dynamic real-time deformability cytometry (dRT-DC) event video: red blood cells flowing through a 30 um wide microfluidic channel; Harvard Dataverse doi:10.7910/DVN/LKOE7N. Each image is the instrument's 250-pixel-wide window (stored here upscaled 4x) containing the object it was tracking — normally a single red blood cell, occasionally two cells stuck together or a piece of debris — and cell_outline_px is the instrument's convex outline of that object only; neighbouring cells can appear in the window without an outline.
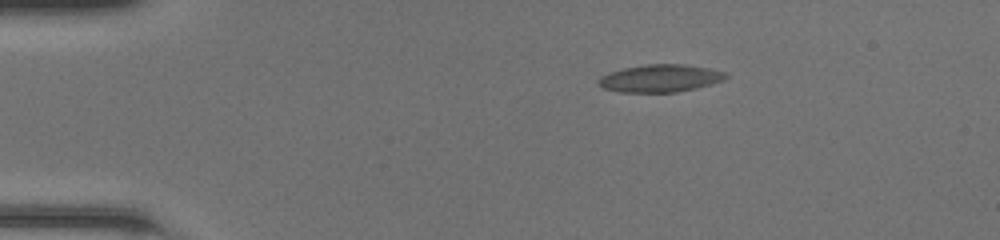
{"species": "common noctule bat (a hibernating species)", "species_latin": "Nyctalus noctula", "temperature_condition": "room temperature", "stored_images_in_passage": 41, "camera_frame_rate_fps": 3000, "um_per_image_px": 0.085, "animal": {"sex": "female", "body_mass_g": 20.0, "forearm_length_mm": 54.0}, "frame": {"image": 1, "passage_image": 1, "time_ms": 0.0, "image_size_px": [1000, 240], "cell_outline_px": [[728, 76], [724, 80], [712, 84], [696, 88], [676, 92], [620, 92], [604, 88], [596, 80], [600, 76], [608, 72], [624, 68], [648, 64], [684, 64], [708, 68], [728, 72]], "centroid_in_image_um": [56.14, 6.65], "position_along_channel_um": 28.9, "area_um2": 20.52}}
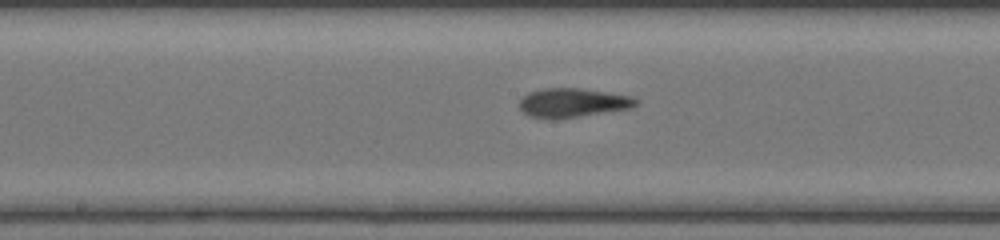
{"frame": {"image": 2, "passage_image": 18, "time_ms": 5.667, "image_size_px": [1000, 240], "cell_outline_px": [[640, 100], [632, 108], [556, 120], [552, 120], [528, 116], [520, 108], [520, 100], [528, 92], [544, 88], [580, 88], [608, 92], [632, 96]], "centroid_in_image_um": [48.69, 8.74], "position_along_channel_um": 199.5, "area_um2": 20.0}}
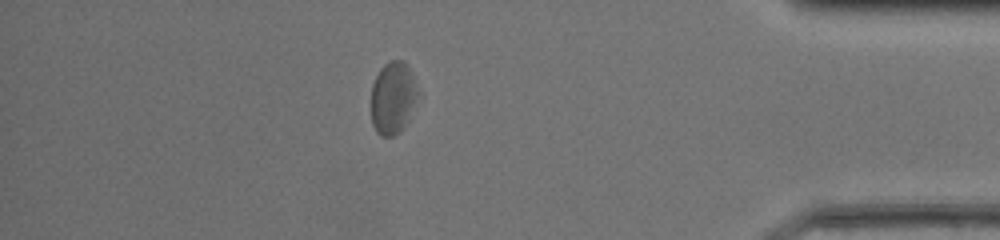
{"frame": {"image": 3, "passage_image": 35, "time_ms": 11.333, "image_size_px": [1000, 240], "cell_outline_px": [[420, 92], [404, 128], [400, 132], [392, 136], [380, 136], [376, 132], [372, 124], [372, 84], [380, 68], [384, 64], [392, 60], [404, 60], [412, 72]], "centroid_in_image_um": [33.42, 8.3], "position_along_channel_um": 401.8, "area_um2": 19.94}, "authors_computed_cell_mechanics": {"area_um2": 20.0566, "velocity_mm_per_s": 4.2265, "shape_relaxation_time_tau1_ms": 3.878, "shape_relaxation_time_tau2_ms": 1.8367, "deformation_change_tau1": 0.1343, "deformation_change_tau2": 0.11}}